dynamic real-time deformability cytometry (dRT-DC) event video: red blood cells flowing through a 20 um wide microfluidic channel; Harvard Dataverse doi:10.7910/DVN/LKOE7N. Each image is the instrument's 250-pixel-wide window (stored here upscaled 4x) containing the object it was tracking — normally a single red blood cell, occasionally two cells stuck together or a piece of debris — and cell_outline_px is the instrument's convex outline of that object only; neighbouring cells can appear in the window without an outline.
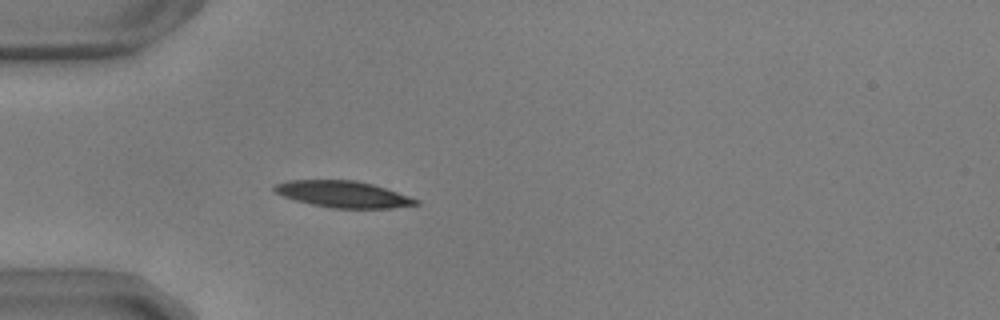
{"species": "common noctule bat (a hibernating species)", "species_latin": "Nyctalus noctula", "temperature_condition": "warm", "stored_images_in_passage": 41, "camera_frame_rate_fps": 3000, "um_per_image_px": 0.085, "animal": {"sex": "male", "body_mass_g": 17.9, "forearm_length_mm": 54.2}, "frame": {"image": 1, "passage_image": 5, "time_ms": 1.333, "image_size_px": [1000, 320], "cell_outline_px": [[420, 204], [392, 208], [332, 208], [312, 204], [296, 200], [284, 196], [276, 192], [272, 188], [276, 184], [288, 180], [356, 180], [372, 184], [420, 200]], "centroid_in_image_um": [29.18, 16.51], "position_along_channel_um": 55.8, "area_um2": 21.62}}
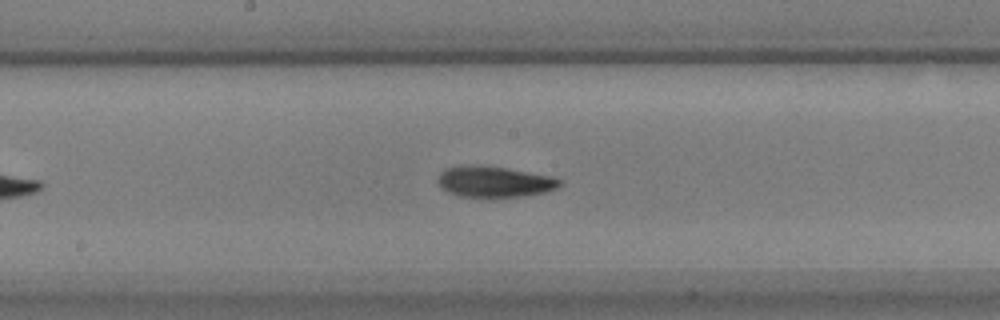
{"frame": {"image": 2, "passage_image": 18, "time_ms": 5.667, "image_size_px": [1000, 320], "cell_outline_px": [[560, 184], [556, 188], [544, 192], [524, 196], [460, 196], [448, 192], [440, 188], [436, 180], [440, 172], [444, 168], [460, 164], [484, 164], [508, 168], [552, 176], [560, 180]], "centroid_in_image_um": [41.93, 15.4], "position_along_channel_um": 206.3, "area_um2": 22.25}}
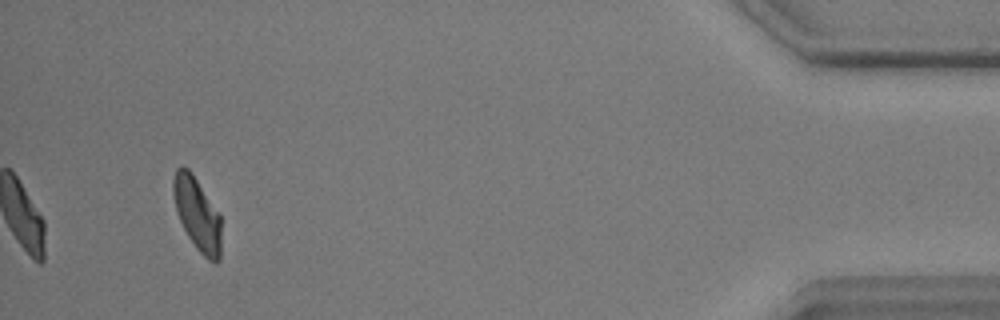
{"frame": {"image": 3, "passage_image": 41, "time_ms": 13.333, "image_size_px": [1000, 320], "cell_outline_px": [[220, 260], [216, 264], [208, 260], [196, 248], [188, 236], [180, 220], [176, 208], [172, 192], [172, 180], [176, 168], [180, 164], [184, 164], [188, 168], [220, 216]], "centroid_in_image_um": [16.73, 18.18], "position_along_channel_um": 418.5, "area_um2": 20.11}, "authors_computed_cell_mechanics": {"area_um2": 21.3282, "velocity_mm_per_s": 3.6406, "shape_relaxation_time_tau1_ms": 2.9646, "shape_relaxation_time_tau2_ms": 3.6632, "deformation_change_tau1": 0.1493, "deformation_change_tau2": 0.1011}}